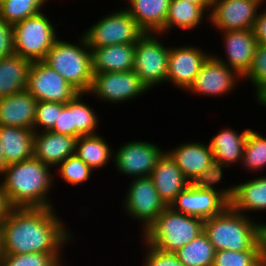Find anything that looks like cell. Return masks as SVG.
Here are the masks:
<instances>
[{
	"instance_id": "cell-1",
	"label": "cell",
	"mask_w": 266,
	"mask_h": 266,
	"mask_svg": "<svg viewBox=\"0 0 266 266\" xmlns=\"http://www.w3.org/2000/svg\"><path fill=\"white\" fill-rule=\"evenodd\" d=\"M57 210L11 208L0 225V254L65 253L78 239Z\"/></svg>"
},
{
	"instance_id": "cell-2",
	"label": "cell",
	"mask_w": 266,
	"mask_h": 266,
	"mask_svg": "<svg viewBox=\"0 0 266 266\" xmlns=\"http://www.w3.org/2000/svg\"><path fill=\"white\" fill-rule=\"evenodd\" d=\"M53 171L35 157L7 165L0 181L9 205L12 208H56L51 198L56 186Z\"/></svg>"
},
{
	"instance_id": "cell-3",
	"label": "cell",
	"mask_w": 266,
	"mask_h": 266,
	"mask_svg": "<svg viewBox=\"0 0 266 266\" xmlns=\"http://www.w3.org/2000/svg\"><path fill=\"white\" fill-rule=\"evenodd\" d=\"M261 226L260 221L228 205L217 216L204 220V233L216 251H262Z\"/></svg>"
},
{
	"instance_id": "cell-4",
	"label": "cell",
	"mask_w": 266,
	"mask_h": 266,
	"mask_svg": "<svg viewBox=\"0 0 266 266\" xmlns=\"http://www.w3.org/2000/svg\"><path fill=\"white\" fill-rule=\"evenodd\" d=\"M74 41L59 36L48 51L44 62L58 72L80 93H88L92 81L91 52L84 35Z\"/></svg>"
},
{
	"instance_id": "cell-5",
	"label": "cell",
	"mask_w": 266,
	"mask_h": 266,
	"mask_svg": "<svg viewBox=\"0 0 266 266\" xmlns=\"http://www.w3.org/2000/svg\"><path fill=\"white\" fill-rule=\"evenodd\" d=\"M204 232V220L174 211L167 206L140 235L147 244L164 252L176 253Z\"/></svg>"
},
{
	"instance_id": "cell-6",
	"label": "cell",
	"mask_w": 266,
	"mask_h": 266,
	"mask_svg": "<svg viewBox=\"0 0 266 266\" xmlns=\"http://www.w3.org/2000/svg\"><path fill=\"white\" fill-rule=\"evenodd\" d=\"M47 13L43 11L13 25L15 54L30 62L44 61L60 35L57 27L62 25V21L53 23Z\"/></svg>"
},
{
	"instance_id": "cell-7",
	"label": "cell",
	"mask_w": 266,
	"mask_h": 266,
	"mask_svg": "<svg viewBox=\"0 0 266 266\" xmlns=\"http://www.w3.org/2000/svg\"><path fill=\"white\" fill-rule=\"evenodd\" d=\"M101 16L97 22L81 31L90 49L136 43L145 34L124 6L120 8L117 6L116 9L113 7L112 11Z\"/></svg>"
},
{
	"instance_id": "cell-8",
	"label": "cell",
	"mask_w": 266,
	"mask_h": 266,
	"mask_svg": "<svg viewBox=\"0 0 266 266\" xmlns=\"http://www.w3.org/2000/svg\"><path fill=\"white\" fill-rule=\"evenodd\" d=\"M163 37L169 36L149 32L135 43L133 71L150 91L166 84L170 43L162 41Z\"/></svg>"
},
{
	"instance_id": "cell-9",
	"label": "cell",
	"mask_w": 266,
	"mask_h": 266,
	"mask_svg": "<svg viewBox=\"0 0 266 266\" xmlns=\"http://www.w3.org/2000/svg\"><path fill=\"white\" fill-rule=\"evenodd\" d=\"M132 180V181H131ZM125 196L121 200V211L126 219L139 222V236L156 220L167 207L159 197L150 176L132 178L127 182ZM124 212V213H123Z\"/></svg>"
},
{
	"instance_id": "cell-10",
	"label": "cell",
	"mask_w": 266,
	"mask_h": 266,
	"mask_svg": "<svg viewBox=\"0 0 266 266\" xmlns=\"http://www.w3.org/2000/svg\"><path fill=\"white\" fill-rule=\"evenodd\" d=\"M93 74L92 85L86 97L96 98L100 103L113 107L116 104L122 106V103L136 101L140 96L143 98L145 94H150L148 87L133 70Z\"/></svg>"
},
{
	"instance_id": "cell-11",
	"label": "cell",
	"mask_w": 266,
	"mask_h": 266,
	"mask_svg": "<svg viewBox=\"0 0 266 266\" xmlns=\"http://www.w3.org/2000/svg\"><path fill=\"white\" fill-rule=\"evenodd\" d=\"M165 152L164 146L153 141L132 139L114 147L113 165L116 174L127 178L148 177Z\"/></svg>"
},
{
	"instance_id": "cell-12",
	"label": "cell",
	"mask_w": 266,
	"mask_h": 266,
	"mask_svg": "<svg viewBox=\"0 0 266 266\" xmlns=\"http://www.w3.org/2000/svg\"><path fill=\"white\" fill-rule=\"evenodd\" d=\"M242 77L223 62L217 60L212 54L202 64L192 85L185 93L198 97H228L239 89ZM240 83V84H239Z\"/></svg>"
},
{
	"instance_id": "cell-13",
	"label": "cell",
	"mask_w": 266,
	"mask_h": 266,
	"mask_svg": "<svg viewBox=\"0 0 266 266\" xmlns=\"http://www.w3.org/2000/svg\"><path fill=\"white\" fill-rule=\"evenodd\" d=\"M170 45V52L168 55L167 64V79L166 84L170 85L174 89H179L182 93H185L192 85L196 75L199 73L200 68L204 61L211 54V50L207 51L205 47L199 46L196 43Z\"/></svg>"
},
{
	"instance_id": "cell-14",
	"label": "cell",
	"mask_w": 266,
	"mask_h": 266,
	"mask_svg": "<svg viewBox=\"0 0 266 266\" xmlns=\"http://www.w3.org/2000/svg\"><path fill=\"white\" fill-rule=\"evenodd\" d=\"M26 90L39 101L66 104L80 92L44 61L32 62Z\"/></svg>"
},
{
	"instance_id": "cell-15",
	"label": "cell",
	"mask_w": 266,
	"mask_h": 266,
	"mask_svg": "<svg viewBox=\"0 0 266 266\" xmlns=\"http://www.w3.org/2000/svg\"><path fill=\"white\" fill-rule=\"evenodd\" d=\"M263 5L259 0H213L209 27L216 32L253 29Z\"/></svg>"
},
{
	"instance_id": "cell-16",
	"label": "cell",
	"mask_w": 266,
	"mask_h": 266,
	"mask_svg": "<svg viewBox=\"0 0 266 266\" xmlns=\"http://www.w3.org/2000/svg\"><path fill=\"white\" fill-rule=\"evenodd\" d=\"M221 36L222 50L218 54L213 49L211 54L219 61L223 62L227 67L235 70L241 77H243L252 64L257 40L254 36L253 29L243 30H229L218 32Z\"/></svg>"
},
{
	"instance_id": "cell-17",
	"label": "cell",
	"mask_w": 266,
	"mask_h": 266,
	"mask_svg": "<svg viewBox=\"0 0 266 266\" xmlns=\"http://www.w3.org/2000/svg\"><path fill=\"white\" fill-rule=\"evenodd\" d=\"M229 202L218 192L201 189L189 184L170 204L174 211L202 218H212L220 214Z\"/></svg>"
},
{
	"instance_id": "cell-18",
	"label": "cell",
	"mask_w": 266,
	"mask_h": 266,
	"mask_svg": "<svg viewBox=\"0 0 266 266\" xmlns=\"http://www.w3.org/2000/svg\"><path fill=\"white\" fill-rule=\"evenodd\" d=\"M165 151L175 161L185 178L192 183L214 160L208 142L198 140L181 142Z\"/></svg>"
},
{
	"instance_id": "cell-19",
	"label": "cell",
	"mask_w": 266,
	"mask_h": 266,
	"mask_svg": "<svg viewBox=\"0 0 266 266\" xmlns=\"http://www.w3.org/2000/svg\"><path fill=\"white\" fill-rule=\"evenodd\" d=\"M246 178L245 181H236L234 184V193L229 201V206L235 211L263 223L257 219V214L266 212V173L263 176L259 174Z\"/></svg>"
},
{
	"instance_id": "cell-20",
	"label": "cell",
	"mask_w": 266,
	"mask_h": 266,
	"mask_svg": "<svg viewBox=\"0 0 266 266\" xmlns=\"http://www.w3.org/2000/svg\"><path fill=\"white\" fill-rule=\"evenodd\" d=\"M76 137L52 131L34 132L33 157L55 169L75 154Z\"/></svg>"
},
{
	"instance_id": "cell-21",
	"label": "cell",
	"mask_w": 266,
	"mask_h": 266,
	"mask_svg": "<svg viewBox=\"0 0 266 266\" xmlns=\"http://www.w3.org/2000/svg\"><path fill=\"white\" fill-rule=\"evenodd\" d=\"M229 126L221 127V130L216 131V134L209 139L208 144L214 160L220 161L229 168L235 165L239 167L242 162L246 137L250 127L240 132Z\"/></svg>"
},
{
	"instance_id": "cell-22",
	"label": "cell",
	"mask_w": 266,
	"mask_h": 266,
	"mask_svg": "<svg viewBox=\"0 0 266 266\" xmlns=\"http://www.w3.org/2000/svg\"><path fill=\"white\" fill-rule=\"evenodd\" d=\"M150 177L166 206H170L175 197L191 184L166 151L157 161Z\"/></svg>"
},
{
	"instance_id": "cell-23",
	"label": "cell",
	"mask_w": 266,
	"mask_h": 266,
	"mask_svg": "<svg viewBox=\"0 0 266 266\" xmlns=\"http://www.w3.org/2000/svg\"><path fill=\"white\" fill-rule=\"evenodd\" d=\"M37 103L27 90L0 98V126L33 130Z\"/></svg>"
},
{
	"instance_id": "cell-24",
	"label": "cell",
	"mask_w": 266,
	"mask_h": 266,
	"mask_svg": "<svg viewBox=\"0 0 266 266\" xmlns=\"http://www.w3.org/2000/svg\"><path fill=\"white\" fill-rule=\"evenodd\" d=\"M205 23L209 24V14L201 6L187 0H171L165 20L164 35L169 36L172 31L177 33L181 30L180 33L182 32L184 36V32H195L197 28L201 30L202 24Z\"/></svg>"
},
{
	"instance_id": "cell-25",
	"label": "cell",
	"mask_w": 266,
	"mask_h": 266,
	"mask_svg": "<svg viewBox=\"0 0 266 266\" xmlns=\"http://www.w3.org/2000/svg\"><path fill=\"white\" fill-rule=\"evenodd\" d=\"M90 52L93 73L133 70L135 43L92 48Z\"/></svg>"
},
{
	"instance_id": "cell-26",
	"label": "cell",
	"mask_w": 266,
	"mask_h": 266,
	"mask_svg": "<svg viewBox=\"0 0 266 266\" xmlns=\"http://www.w3.org/2000/svg\"><path fill=\"white\" fill-rule=\"evenodd\" d=\"M124 1V0H123ZM171 0H125L129 15L145 33L164 34L165 20Z\"/></svg>"
},
{
	"instance_id": "cell-27",
	"label": "cell",
	"mask_w": 266,
	"mask_h": 266,
	"mask_svg": "<svg viewBox=\"0 0 266 266\" xmlns=\"http://www.w3.org/2000/svg\"><path fill=\"white\" fill-rule=\"evenodd\" d=\"M0 142L7 165L33 157L34 130L0 126Z\"/></svg>"
},
{
	"instance_id": "cell-28",
	"label": "cell",
	"mask_w": 266,
	"mask_h": 266,
	"mask_svg": "<svg viewBox=\"0 0 266 266\" xmlns=\"http://www.w3.org/2000/svg\"><path fill=\"white\" fill-rule=\"evenodd\" d=\"M103 135L98 133L80 136L76 140L75 154L95 173L113 162L114 149Z\"/></svg>"
},
{
	"instance_id": "cell-29",
	"label": "cell",
	"mask_w": 266,
	"mask_h": 266,
	"mask_svg": "<svg viewBox=\"0 0 266 266\" xmlns=\"http://www.w3.org/2000/svg\"><path fill=\"white\" fill-rule=\"evenodd\" d=\"M31 63L18 54L0 59V98L26 90Z\"/></svg>"
},
{
	"instance_id": "cell-30",
	"label": "cell",
	"mask_w": 266,
	"mask_h": 266,
	"mask_svg": "<svg viewBox=\"0 0 266 266\" xmlns=\"http://www.w3.org/2000/svg\"><path fill=\"white\" fill-rule=\"evenodd\" d=\"M86 93H79L72 100V119H73V137L98 134L99 124L101 123L98 111L93 108L85 99H88ZM99 128V129H98Z\"/></svg>"
},
{
	"instance_id": "cell-31",
	"label": "cell",
	"mask_w": 266,
	"mask_h": 266,
	"mask_svg": "<svg viewBox=\"0 0 266 266\" xmlns=\"http://www.w3.org/2000/svg\"><path fill=\"white\" fill-rule=\"evenodd\" d=\"M264 135L252 127L249 129L240 165L247 174H265L263 171H266V134Z\"/></svg>"
},
{
	"instance_id": "cell-32",
	"label": "cell",
	"mask_w": 266,
	"mask_h": 266,
	"mask_svg": "<svg viewBox=\"0 0 266 266\" xmlns=\"http://www.w3.org/2000/svg\"><path fill=\"white\" fill-rule=\"evenodd\" d=\"M215 248L203 232L175 254L184 266H213Z\"/></svg>"
},
{
	"instance_id": "cell-33",
	"label": "cell",
	"mask_w": 266,
	"mask_h": 266,
	"mask_svg": "<svg viewBox=\"0 0 266 266\" xmlns=\"http://www.w3.org/2000/svg\"><path fill=\"white\" fill-rule=\"evenodd\" d=\"M51 1L52 0H0V17L8 24L15 25L28 17L35 16L43 12V10L45 11L47 5Z\"/></svg>"
},
{
	"instance_id": "cell-34",
	"label": "cell",
	"mask_w": 266,
	"mask_h": 266,
	"mask_svg": "<svg viewBox=\"0 0 266 266\" xmlns=\"http://www.w3.org/2000/svg\"><path fill=\"white\" fill-rule=\"evenodd\" d=\"M228 168V166L223 165L220 161L213 160L206 167L205 171L196 177L191 184L201 189L216 191L229 202L234 193V183L223 186L224 182H222L223 179H227L224 175Z\"/></svg>"
},
{
	"instance_id": "cell-35",
	"label": "cell",
	"mask_w": 266,
	"mask_h": 266,
	"mask_svg": "<svg viewBox=\"0 0 266 266\" xmlns=\"http://www.w3.org/2000/svg\"><path fill=\"white\" fill-rule=\"evenodd\" d=\"M54 184L56 178H61L70 187H79L90 182L95 172L76 154L68 157L54 169ZM57 176V177H56Z\"/></svg>"
},
{
	"instance_id": "cell-36",
	"label": "cell",
	"mask_w": 266,
	"mask_h": 266,
	"mask_svg": "<svg viewBox=\"0 0 266 266\" xmlns=\"http://www.w3.org/2000/svg\"><path fill=\"white\" fill-rule=\"evenodd\" d=\"M64 253L0 254V266H68ZM66 263V264H65Z\"/></svg>"
},
{
	"instance_id": "cell-37",
	"label": "cell",
	"mask_w": 266,
	"mask_h": 266,
	"mask_svg": "<svg viewBox=\"0 0 266 266\" xmlns=\"http://www.w3.org/2000/svg\"><path fill=\"white\" fill-rule=\"evenodd\" d=\"M242 80L250 83L251 88H254L253 102L266 92V45L257 44L250 69Z\"/></svg>"
},
{
	"instance_id": "cell-38",
	"label": "cell",
	"mask_w": 266,
	"mask_h": 266,
	"mask_svg": "<svg viewBox=\"0 0 266 266\" xmlns=\"http://www.w3.org/2000/svg\"><path fill=\"white\" fill-rule=\"evenodd\" d=\"M213 266H262V251L215 252Z\"/></svg>"
},
{
	"instance_id": "cell-39",
	"label": "cell",
	"mask_w": 266,
	"mask_h": 266,
	"mask_svg": "<svg viewBox=\"0 0 266 266\" xmlns=\"http://www.w3.org/2000/svg\"><path fill=\"white\" fill-rule=\"evenodd\" d=\"M141 241V248H144L141 266H184L175 253L164 252L147 244L144 240Z\"/></svg>"
},
{
	"instance_id": "cell-40",
	"label": "cell",
	"mask_w": 266,
	"mask_h": 266,
	"mask_svg": "<svg viewBox=\"0 0 266 266\" xmlns=\"http://www.w3.org/2000/svg\"><path fill=\"white\" fill-rule=\"evenodd\" d=\"M58 118V102L39 101L33 124L34 132L51 131Z\"/></svg>"
},
{
	"instance_id": "cell-41",
	"label": "cell",
	"mask_w": 266,
	"mask_h": 266,
	"mask_svg": "<svg viewBox=\"0 0 266 266\" xmlns=\"http://www.w3.org/2000/svg\"><path fill=\"white\" fill-rule=\"evenodd\" d=\"M51 131L73 136L72 100L66 104L58 102V118Z\"/></svg>"
},
{
	"instance_id": "cell-42",
	"label": "cell",
	"mask_w": 266,
	"mask_h": 266,
	"mask_svg": "<svg viewBox=\"0 0 266 266\" xmlns=\"http://www.w3.org/2000/svg\"><path fill=\"white\" fill-rule=\"evenodd\" d=\"M15 54L13 25L0 17V59Z\"/></svg>"
},
{
	"instance_id": "cell-43",
	"label": "cell",
	"mask_w": 266,
	"mask_h": 266,
	"mask_svg": "<svg viewBox=\"0 0 266 266\" xmlns=\"http://www.w3.org/2000/svg\"><path fill=\"white\" fill-rule=\"evenodd\" d=\"M261 8L255 20L253 32L257 44L266 45V5Z\"/></svg>"
},
{
	"instance_id": "cell-44",
	"label": "cell",
	"mask_w": 266,
	"mask_h": 266,
	"mask_svg": "<svg viewBox=\"0 0 266 266\" xmlns=\"http://www.w3.org/2000/svg\"><path fill=\"white\" fill-rule=\"evenodd\" d=\"M6 194L3 190L2 183L0 181V225L8 216L9 211L11 210Z\"/></svg>"
},
{
	"instance_id": "cell-45",
	"label": "cell",
	"mask_w": 266,
	"mask_h": 266,
	"mask_svg": "<svg viewBox=\"0 0 266 266\" xmlns=\"http://www.w3.org/2000/svg\"><path fill=\"white\" fill-rule=\"evenodd\" d=\"M261 226L262 266H266V222Z\"/></svg>"
},
{
	"instance_id": "cell-46",
	"label": "cell",
	"mask_w": 266,
	"mask_h": 266,
	"mask_svg": "<svg viewBox=\"0 0 266 266\" xmlns=\"http://www.w3.org/2000/svg\"><path fill=\"white\" fill-rule=\"evenodd\" d=\"M193 4L201 6L208 14L212 9L213 0H187Z\"/></svg>"
},
{
	"instance_id": "cell-47",
	"label": "cell",
	"mask_w": 266,
	"mask_h": 266,
	"mask_svg": "<svg viewBox=\"0 0 266 266\" xmlns=\"http://www.w3.org/2000/svg\"><path fill=\"white\" fill-rule=\"evenodd\" d=\"M6 167H7V164L4 158V153H3L2 145L0 142V177L3 175Z\"/></svg>"
},
{
	"instance_id": "cell-48",
	"label": "cell",
	"mask_w": 266,
	"mask_h": 266,
	"mask_svg": "<svg viewBox=\"0 0 266 266\" xmlns=\"http://www.w3.org/2000/svg\"><path fill=\"white\" fill-rule=\"evenodd\" d=\"M255 103L266 109V92Z\"/></svg>"
},
{
	"instance_id": "cell-49",
	"label": "cell",
	"mask_w": 266,
	"mask_h": 266,
	"mask_svg": "<svg viewBox=\"0 0 266 266\" xmlns=\"http://www.w3.org/2000/svg\"><path fill=\"white\" fill-rule=\"evenodd\" d=\"M260 2H262L264 5H266V0H259Z\"/></svg>"
}]
</instances>
